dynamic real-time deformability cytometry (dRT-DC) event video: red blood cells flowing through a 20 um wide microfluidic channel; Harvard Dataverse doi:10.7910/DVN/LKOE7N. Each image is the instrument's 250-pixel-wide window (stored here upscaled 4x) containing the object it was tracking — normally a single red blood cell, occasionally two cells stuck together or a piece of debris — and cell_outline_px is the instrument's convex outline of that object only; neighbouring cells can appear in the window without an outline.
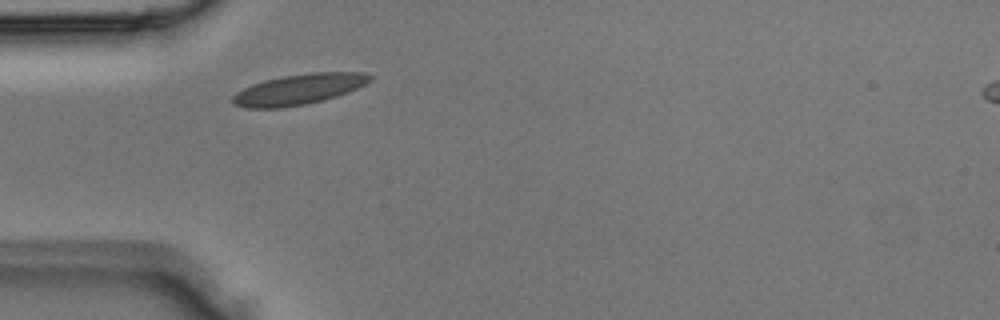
{"species": "Egyptian fruit bat (a non-hibernating species)", "species_latin": "Rousettus aegyptiacus", "temperature_condition": "room temperature", "stored_images_in_passage": 3, "camera_frame_rate_fps": 3000, "um_per_image_px": 0.085, "animal": {"sex": "male"}, "frame": {"image": 1, "passage_image": 2, "time_ms": 0.333, "image_size_px": [1000, 320], "cell_outline_px": [[376, 76], [372, 80], [348, 92], [336, 96], [304, 104], [284, 108], [244, 108], [232, 104], [232, 96], [236, 92], [252, 84], [264, 80], [284, 76], [312, 72], [364, 72]], "centroid_in_image_um": [25.39, 7.59], "position_along_channel_um": 59.6, "area_um2": 24.45}}
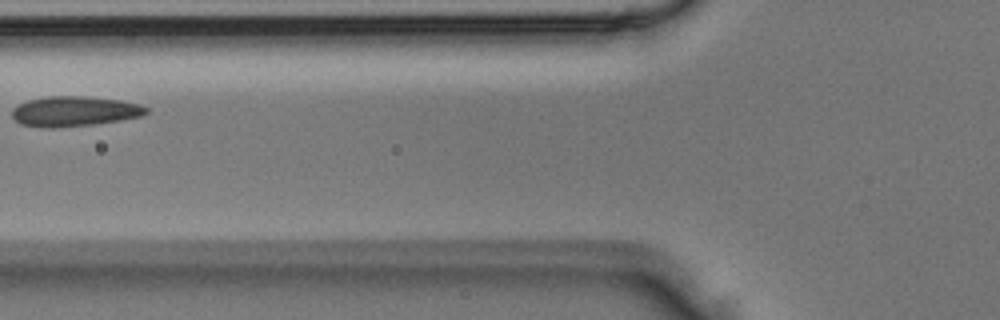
{"frame": {"image": 2, "passage_image": 3, "time_ms": 0.667, "image_size_px": [1000, 320], "cell_outline_px": [[148, 112], [140, 116], [120, 120], [92, 124], [52, 128], [48, 128], [20, 124], [12, 116], [12, 108], [16, 104], [28, 100], [48, 96], [84, 96], [120, 100], [140, 104], [148, 108]], "centroid_in_image_um": [6.29, 9.45], "position_along_channel_um": 119.5, "area_um2": 23.47}}